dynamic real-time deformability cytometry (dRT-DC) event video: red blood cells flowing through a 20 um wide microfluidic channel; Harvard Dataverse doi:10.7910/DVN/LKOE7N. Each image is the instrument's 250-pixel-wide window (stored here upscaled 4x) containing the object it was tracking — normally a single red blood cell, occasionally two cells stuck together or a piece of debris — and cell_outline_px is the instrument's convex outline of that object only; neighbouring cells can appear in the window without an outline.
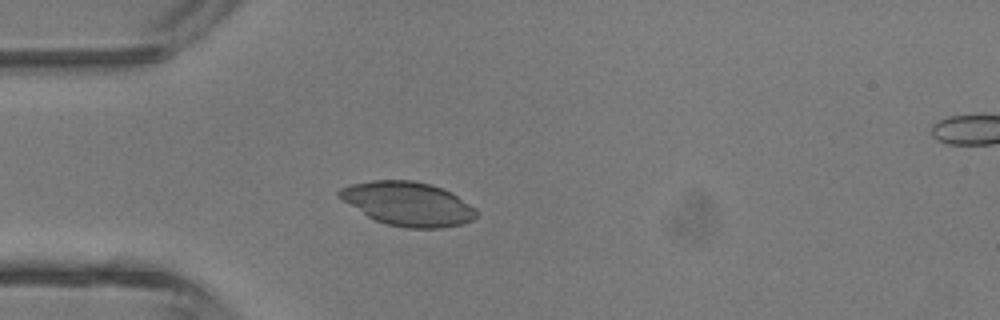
{"species": "common noctule bat (a hibernating species)", "species_latin": "Nyctalus noctula", "temperature_condition": "room temperature", "stored_images_in_passage": 4, "camera_frame_rate_fps": 3000, "um_per_image_px": 0.085, "animal": {"sex": "male", "body_mass_g": 13.3}, "frame": {"image": 1, "passage_image": 3, "time_ms": 2.333, "image_size_px": [1000, 320], "cell_outline_px": [[476, 216], [472, 220], [464, 224], [444, 228], [408, 228], [388, 224], [376, 220], [368, 216], [336, 196], [336, 192], [340, 188], [352, 184], [372, 180], [412, 180], [428, 184], [452, 192], [476, 208]], "centroid_in_image_um": [34.68, 17.32], "position_along_channel_um": 50.3, "area_um2": 34.97}}